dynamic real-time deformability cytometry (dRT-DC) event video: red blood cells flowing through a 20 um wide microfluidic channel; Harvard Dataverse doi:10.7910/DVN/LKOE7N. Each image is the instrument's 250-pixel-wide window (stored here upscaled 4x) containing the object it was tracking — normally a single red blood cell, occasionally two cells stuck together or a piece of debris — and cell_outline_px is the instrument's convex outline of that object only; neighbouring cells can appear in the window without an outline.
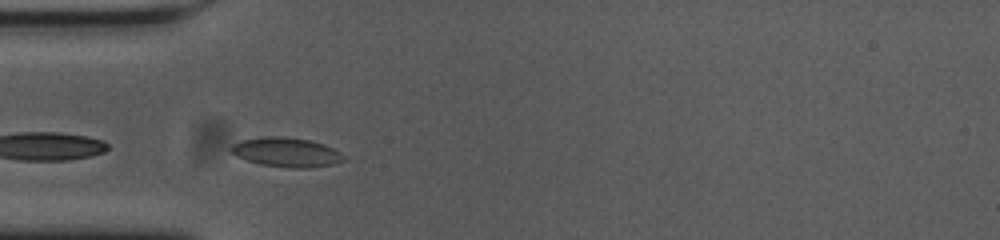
{"species": "common noctule bat (a hibernating species)", "species_latin": "Nyctalus noctula", "temperature_condition": "cold", "stored_images_in_passage": 41, "camera_frame_rate_fps": 3000, "um_per_image_px": 0.085, "animal": {"sex": "female", "body_mass_g": 23.0, "forearm_length_mm": 53.4}, "frame": {"image": 1, "passage_image": 2, "time_ms": 0.333, "image_size_px": [1000, 240], "cell_outline_px": [[344, 160], [332, 164], [308, 168], [292, 168], [260, 164], [236, 156], [228, 148], [232, 144], [240, 140], [264, 136], [280, 136], [308, 140], [324, 144], [340, 152], [344, 156]], "centroid_in_image_um": [24.3, 12.93], "position_along_channel_um": 60.7, "area_um2": 19.19}}
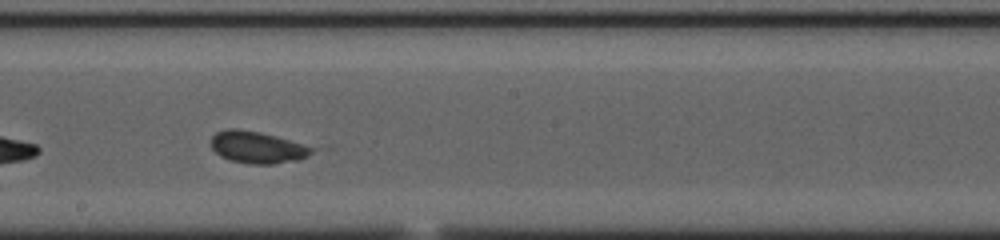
{"frame": {"image": 2, "passage_image": 16, "time_ms": 5.0, "image_size_px": [1000, 240], "cell_outline_px": [[316, 148], [308, 156], [300, 160], [272, 164], [248, 164], [232, 160], [220, 156], [212, 148], [212, 136], [216, 132], [228, 128], [236, 128], [260, 132], [276, 136]], "centroid_in_image_um": [21.88, 12.52], "position_along_channel_um": 226.3, "area_um2": 18.73}}
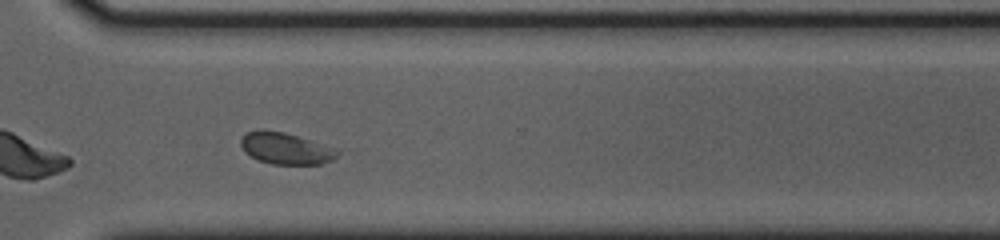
{"frame": {"image": 3, "passage_image": 26, "time_ms": 8.333, "image_size_px": [1000, 240], "cell_outline_px": [[340, 152], [332, 160], [320, 164], [272, 164], [260, 160], [244, 152], [240, 144], [240, 140], [248, 132], [260, 128], [284, 132], [336, 148]], "centroid_in_image_um": [24.27, 12.6], "position_along_channel_um": 346.3, "area_um2": 17.69}, "authors_computed_cell_mechanics": {"area_um2": 18.7272, "velocity_mm_per_s": 3.5941, "shape_relaxation_time_tau1_ms": 5.1507, "shape_relaxation_time_tau2_ms": null, "deformation_change_tau1": 0.0811, "deformation_change_tau2": null}}